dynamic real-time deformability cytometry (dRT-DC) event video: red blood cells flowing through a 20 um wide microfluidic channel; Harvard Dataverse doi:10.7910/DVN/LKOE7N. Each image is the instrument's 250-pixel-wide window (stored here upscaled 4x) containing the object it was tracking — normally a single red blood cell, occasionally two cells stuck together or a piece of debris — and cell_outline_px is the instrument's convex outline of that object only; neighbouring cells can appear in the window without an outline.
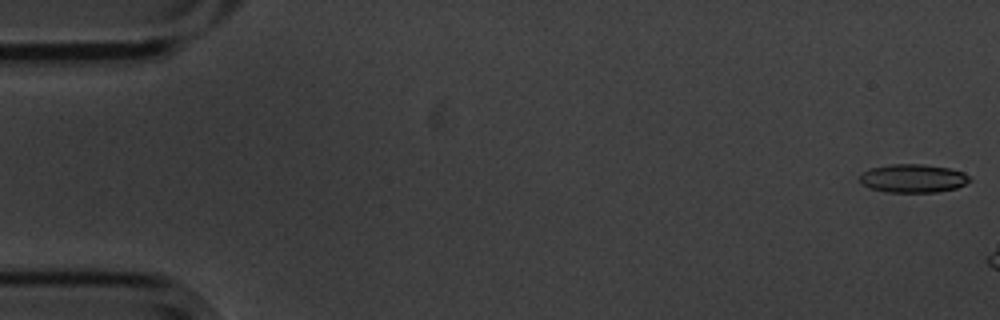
{"species": "common noctule bat (a hibernating species)", "species_latin": "Nyctalus noctula", "temperature_condition": "cold", "stored_images_in_passage": 8, "camera_frame_rate_fps": 3000, "um_per_image_px": 0.085, "animal": {"sex": "male", "body_mass_g": 20.1, "forearm_length_mm": 53.5}, "frame": {"image": 1, "passage_image": 1, "time_ms": 0.0, "image_size_px": [1000, 320], "cell_outline_px": [[972, 180], [956, 188], [936, 192], [884, 192], [860, 184], [860, 176], [868, 168], [892, 164], [924, 164], [948, 168], [964, 172]], "centroid_in_image_um": [77.59, 15.16], "position_along_channel_um": 7.4, "area_um2": 18.21}}